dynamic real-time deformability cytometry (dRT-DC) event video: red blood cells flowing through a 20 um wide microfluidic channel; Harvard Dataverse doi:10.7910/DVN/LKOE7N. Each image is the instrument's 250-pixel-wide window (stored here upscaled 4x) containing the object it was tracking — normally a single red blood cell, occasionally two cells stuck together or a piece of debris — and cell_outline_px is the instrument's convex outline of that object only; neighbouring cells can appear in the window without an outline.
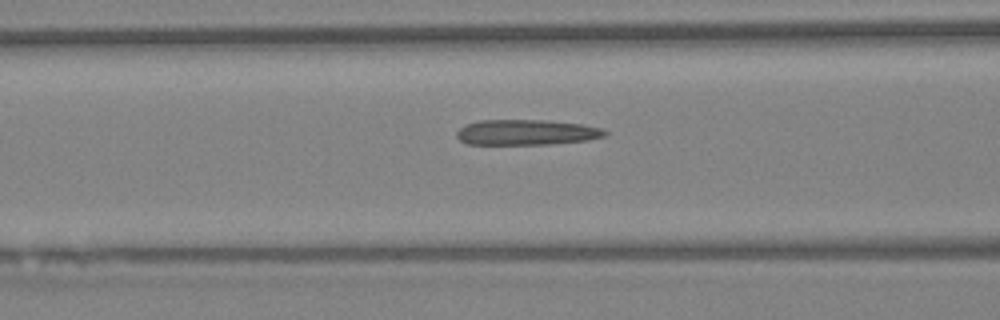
{"species": "Egyptian fruit bat (a non-hibernating species)", "species_latin": "Rousettus aegyptiacus", "temperature_condition": "warm", "stored_images_in_passage": 27, "camera_frame_rate_fps": 3000, "um_per_image_px": 0.085, "animal": {"sex": "female"}, "frame": {"image": 1, "passage_image": 9, "time_ms": 2.667, "image_size_px": [1000, 320], "cell_outline_px": [[608, 132], [604, 136], [588, 140], [548, 144], [464, 144], [456, 136], [456, 132], [464, 124], [480, 120], [548, 120], [580, 124], [600, 128]], "centroid_in_image_um": [44.69, 11.24], "position_along_channel_um": 121.9, "area_um2": 21.96}}
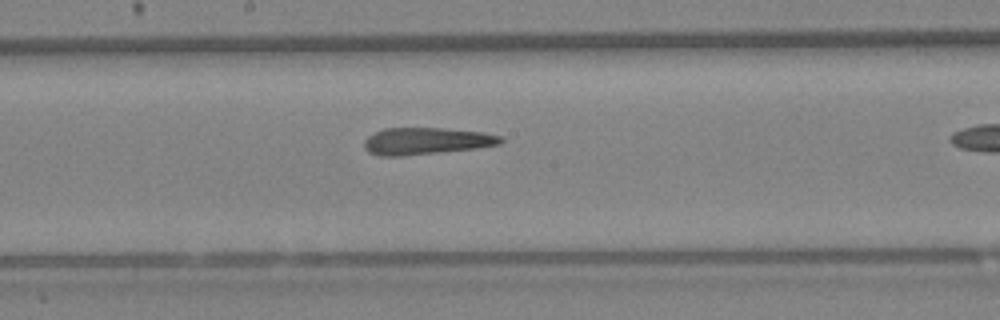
{"frame": {"image": 2, "passage_image": 15, "time_ms": 4.667, "image_size_px": [1000, 320], "cell_outline_px": [[504, 140], [500, 144], [476, 148], [440, 152], [400, 156], [380, 156], [368, 152], [364, 148], [364, 140], [368, 136], [384, 128], [444, 128], [480, 132], [500, 136]], "centroid_in_image_um": [36.19, 11.99], "position_along_channel_um": 212.0, "area_um2": 21.27}}
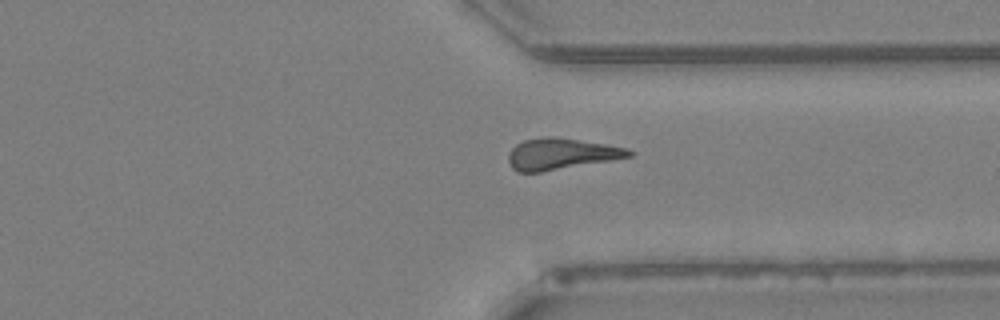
{"frame": {"image": 3, "passage_image": 25, "time_ms": 8.0, "image_size_px": [1000, 320], "cell_outline_px": [[636, 152], [632, 156], [612, 160], [540, 172], [516, 172], [512, 168], [508, 160], [508, 152], [516, 144], [524, 140], [548, 136], [556, 136], [628, 148]], "centroid_in_image_um": [47.69, 13.08], "position_along_channel_um": 363.7, "area_um2": 22.02}}